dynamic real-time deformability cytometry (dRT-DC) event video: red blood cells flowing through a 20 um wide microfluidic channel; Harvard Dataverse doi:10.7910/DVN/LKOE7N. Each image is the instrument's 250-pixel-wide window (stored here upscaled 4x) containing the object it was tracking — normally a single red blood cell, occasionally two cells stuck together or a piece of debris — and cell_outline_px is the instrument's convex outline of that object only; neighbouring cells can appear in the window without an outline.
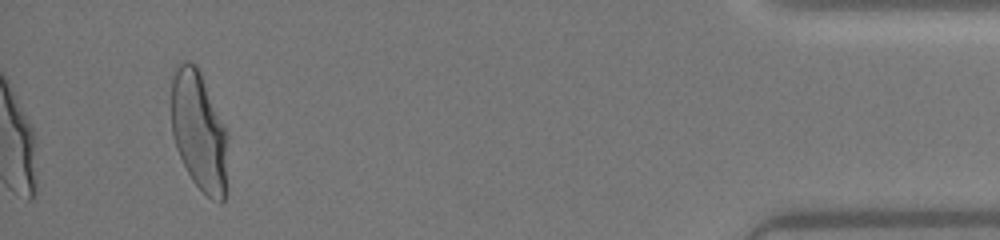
{"species": "human", "species_latin": "Homo sapiens", "temperature_condition": "warm", "stored_images_in_passage": 34, "camera_frame_rate_fps": 3000, "um_per_image_px": 0.085, "donor": {"sex": "female"}, "frame": {"image": 1, "passage_image": 34, "time_ms": 11.0, "image_size_px": [1000, 240], "cell_outline_px": [[228, 192], [224, 200], [220, 204], [212, 200], [192, 180], [176, 148], [172, 136], [172, 68], [176, 64], [184, 60], [188, 60], [196, 64], [200, 72], [228, 132]], "centroid_in_image_um": [16.95, 11.18], "position_along_channel_um": 418.2, "area_um2": 40.29}, "authors_computed_cell_mechanics": {"area_um2": 36.8764, "velocity_mm_per_s": 4.3279, "shape_relaxation_time_tau1_ms": 3.3371, "shape_relaxation_time_tau2_ms": null, "deformation_change_tau1": 0.186, "deformation_change_tau2": null}}